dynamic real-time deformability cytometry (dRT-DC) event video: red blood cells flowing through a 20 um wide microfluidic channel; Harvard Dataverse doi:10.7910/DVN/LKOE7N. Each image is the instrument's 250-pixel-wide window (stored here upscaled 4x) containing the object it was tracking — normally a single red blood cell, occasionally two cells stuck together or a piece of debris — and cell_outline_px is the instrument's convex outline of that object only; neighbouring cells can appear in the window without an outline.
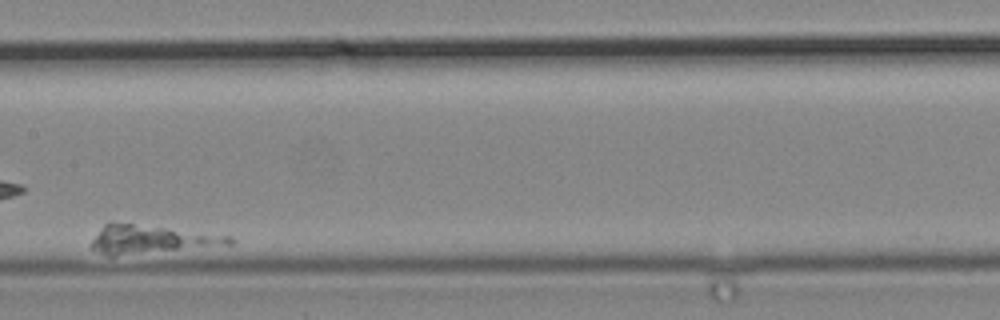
{"species": "common noctule bat (a hibernating species)", "species_latin": "Nyctalus noctula", "temperature_condition": "cold", "stored_images_in_passage": 7, "camera_frame_rate_fps": 3000, "um_per_image_px": 0.085, "animal": {"sex": "male", "body_mass_g": 19.2, "forearm_length_mm": 51.8}, "frame": {"image": 1, "passage_image": 4, "time_ms": 1.0, "image_size_px": [1000, 320], "cell_outline_px": [[232, 244], [112, 256], [108, 256], [88, 248], [92, 240], [104, 224], [132, 224], [232, 236]], "centroid_in_image_um": [12.78, 20.37], "position_along_channel_um": 194.6, "area_um2": 21.91}}
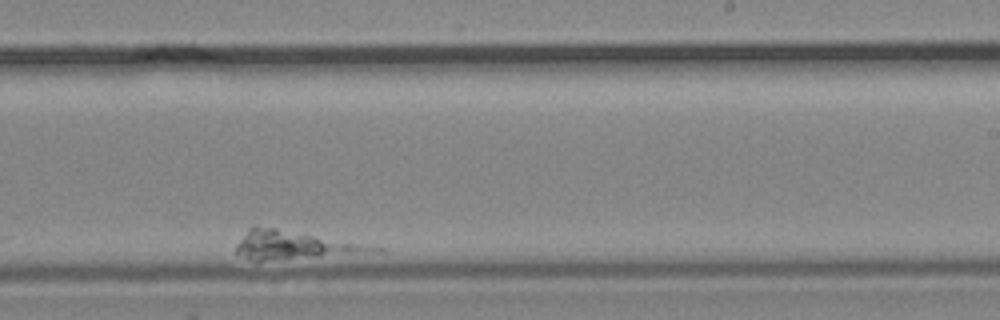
{"frame": {"image": 2, "passage_image": 6, "time_ms": 1.667, "image_size_px": [1000, 320], "cell_outline_px": [[384, 252], [260, 260], [252, 260], [236, 252], [236, 244], [248, 228], [276, 228], [384, 248]], "centroid_in_image_um": [25.04, 20.84], "position_along_channel_um": 264.0, "area_um2": 21.68}}
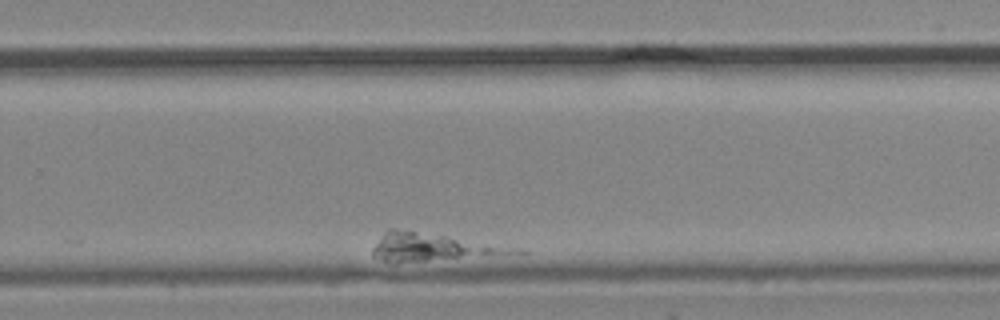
{"frame": {"image": 3, "passage_image": 7, "time_ms": 2.0, "image_size_px": [1000, 320], "cell_outline_px": [[468, 252], [456, 256], [396, 264], [372, 256], [372, 248], [384, 232], [388, 228], [392, 228], [444, 236], [468, 248]], "centroid_in_image_um": [35.23, 20.98], "position_along_channel_um": 294.6, "area_um2": 16.65}}